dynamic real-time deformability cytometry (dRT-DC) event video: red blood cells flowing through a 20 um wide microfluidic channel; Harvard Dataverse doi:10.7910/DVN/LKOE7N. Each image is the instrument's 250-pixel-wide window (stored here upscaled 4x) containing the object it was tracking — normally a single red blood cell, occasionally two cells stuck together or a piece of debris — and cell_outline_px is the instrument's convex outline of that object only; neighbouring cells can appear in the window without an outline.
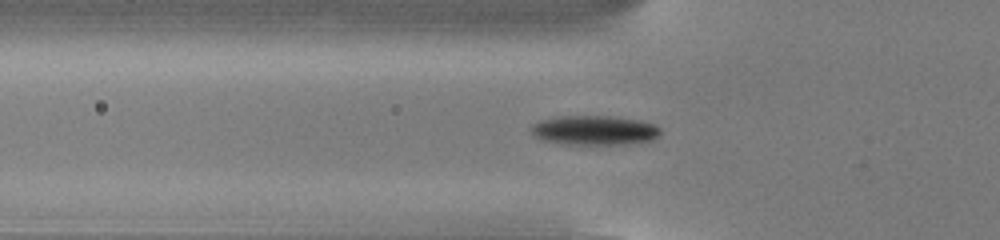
{"species": "common noctule bat (a hibernating species)", "species_latin": "Nyctalus noctula", "temperature_condition": "cold", "stored_images_in_passage": 54, "camera_frame_rate_fps": 3000, "um_per_image_px": 0.085, "animal": {"sex": "male", "body_mass_g": 13.0, "forearm_length_mm": 53.1}, "frame": {"image": 1, "passage_image": 19, "time_ms": 6.0, "image_size_px": [1000, 240], "cell_outline_px": [[660, 136], [652, 140], [628, 144], [560, 144], [544, 140], [532, 136], [528, 128], [532, 124], [540, 120], [560, 116], [612, 116], [640, 120], [656, 124], [660, 128]], "centroid_in_image_um": [50.51, 11.07], "position_along_channel_um": 75.3, "area_um2": 22.6}}
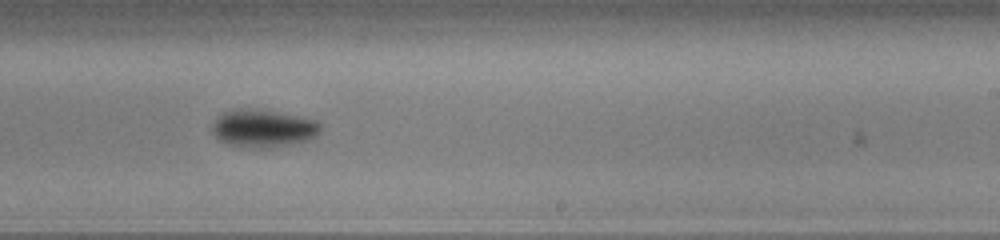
{"frame": {"image": 2, "passage_image": 34, "time_ms": 11.0, "image_size_px": [1000, 240], "cell_outline_px": [[320, 132], [312, 140], [292, 144], [268, 148], [256, 148], [228, 144], [220, 140], [212, 132], [212, 124], [224, 112], [236, 108], [272, 112], [296, 116], [316, 120], [320, 124]], "centroid_in_image_um": [22.39, 10.94], "position_along_channel_um": 266.6, "area_um2": 23.41}}
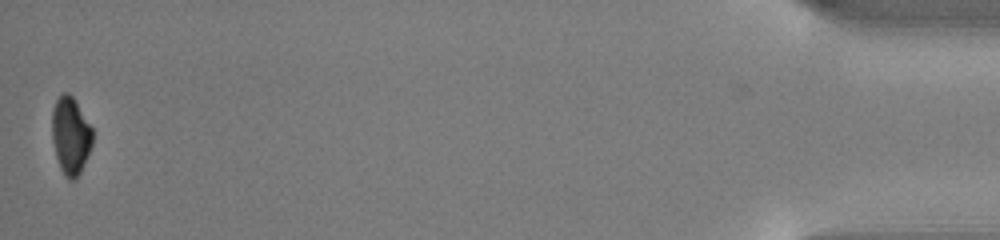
{"frame": {"image": 3, "passage_image": 54, "time_ms": 17.667, "image_size_px": [1000, 240], "cell_outline_px": [[92, 144], [88, 156], [76, 180], [68, 180], [60, 168], [56, 156], [52, 140], [52, 108], [56, 100], [64, 92], [68, 92], [72, 96], [92, 128]], "centroid_in_image_um": [5.99, 11.55], "position_along_channel_um": 429.2, "area_um2": 18.21}, "authors_computed_cell_mechanics": {"area_um2": 20.1722, "velocity_mm_per_s": 3.8305, "shape_relaxation_time_tau1_ms": 3.1348, "shape_relaxation_time_tau2_ms": null, "deformation_change_tau1": 0.1437, "deformation_change_tau2": null}}